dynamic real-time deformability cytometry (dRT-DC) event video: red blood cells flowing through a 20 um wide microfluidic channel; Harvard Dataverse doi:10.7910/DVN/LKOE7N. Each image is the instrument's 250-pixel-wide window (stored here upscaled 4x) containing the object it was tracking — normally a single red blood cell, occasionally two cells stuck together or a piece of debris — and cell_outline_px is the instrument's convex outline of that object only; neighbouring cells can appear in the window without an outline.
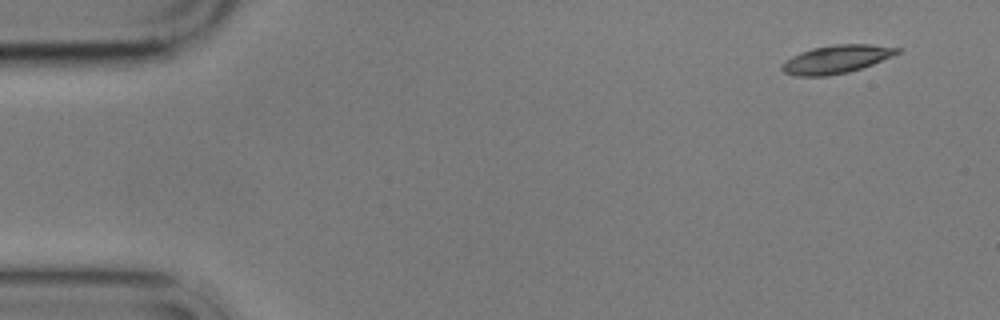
{"species": "common noctule bat (a hibernating species)", "species_latin": "Nyctalus noctula", "temperature_condition": "cold", "stored_images_in_passage": 8, "camera_frame_rate_fps": 3000, "um_per_image_px": 0.085, "animal": {"sex": "male", "body_mass_g": 17.9}, "frame": {"image": 1, "passage_image": 1, "time_ms": 0.0, "image_size_px": [1000, 320], "cell_outline_px": [[900, 52], [892, 56], [872, 64], [848, 72], [828, 76], [796, 76], [784, 72], [780, 68], [780, 64], [792, 56], [800, 52], [812, 48], [836, 44], [872, 44], [900, 48]], "centroid_in_image_um": [71.06, 5.03], "position_along_channel_um": 13.9, "area_um2": 18.9}}
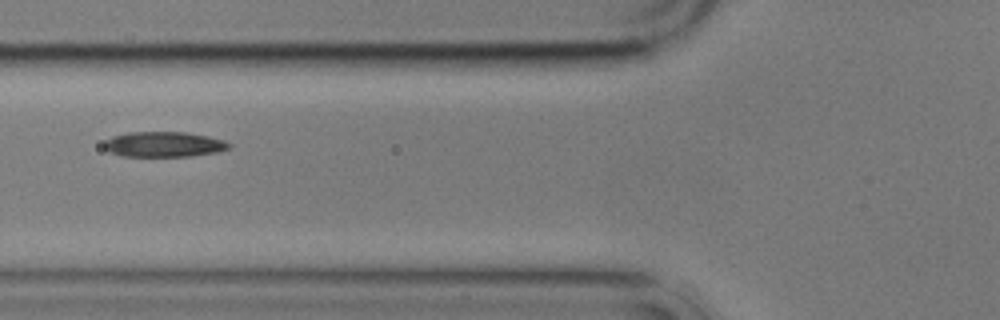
{"frame": {"image": 2, "passage_image": 6, "time_ms": 6.0, "image_size_px": [1000, 320], "cell_outline_px": [[232, 148], [216, 152], [188, 156], [120, 156], [108, 152], [104, 148], [104, 140], [112, 136], [128, 132], [184, 132], [208, 136], [224, 140], [232, 144]], "centroid_in_image_um": [13.91, 12.27], "position_along_channel_um": 111.9, "area_um2": 18.55}}
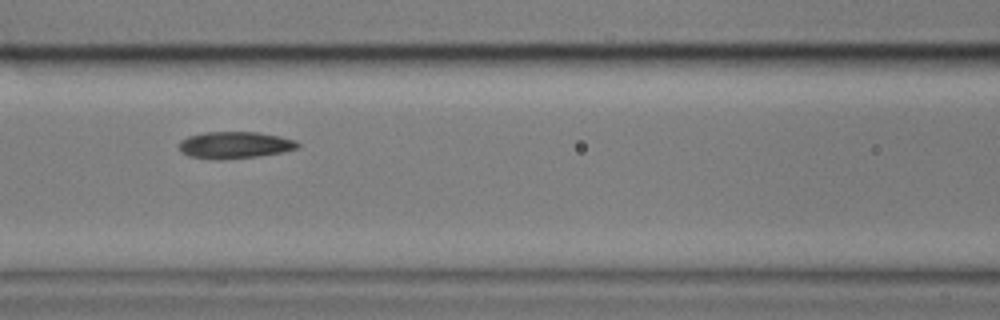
{"frame": {"image": 3, "passage_image": 7, "time_ms": 7.0, "image_size_px": [1000, 320], "cell_outline_px": [[300, 148], [284, 152], [260, 156], [220, 160], [216, 160], [188, 156], [180, 152], [180, 140], [188, 136], [204, 132], [256, 132], [280, 136], [296, 140], [300, 144]], "centroid_in_image_um": [19.98, 12.33], "position_along_channel_um": 146.6, "area_um2": 18.84}}